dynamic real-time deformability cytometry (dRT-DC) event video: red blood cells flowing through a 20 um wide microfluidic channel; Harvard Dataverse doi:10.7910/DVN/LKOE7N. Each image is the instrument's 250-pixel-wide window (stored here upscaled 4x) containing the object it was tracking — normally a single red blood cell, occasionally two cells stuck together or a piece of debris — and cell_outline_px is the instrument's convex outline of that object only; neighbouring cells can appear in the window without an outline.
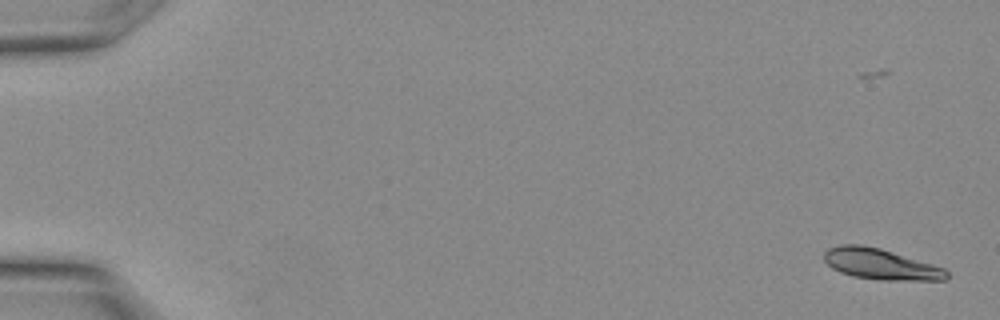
{"species": "Egyptian fruit bat (a non-hibernating species)", "species_latin": "Rousettus aegyptiacus", "temperature_condition": "warm", "stored_images_in_passage": 22, "camera_frame_rate_fps": 3000, "um_per_image_px": 0.085, "animal": {"sex": "female"}, "frame": {"image": 1, "passage_image": 3, "time_ms": 0.667, "image_size_px": [1000, 320], "cell_outline_px": [[948, 276], [944, 280], [884, 280], [852, 276], [840, 272], [832, 268], [824, 260], [824, 252], [828, 248], [840, 244], [860, 244], [880, 248], [932, 264], [944, 268], [948, 272]], "centroid_in_image_um": [74.82, 22.44], "position_along_channel_um": 10.2, "area_um2": 21.91}}